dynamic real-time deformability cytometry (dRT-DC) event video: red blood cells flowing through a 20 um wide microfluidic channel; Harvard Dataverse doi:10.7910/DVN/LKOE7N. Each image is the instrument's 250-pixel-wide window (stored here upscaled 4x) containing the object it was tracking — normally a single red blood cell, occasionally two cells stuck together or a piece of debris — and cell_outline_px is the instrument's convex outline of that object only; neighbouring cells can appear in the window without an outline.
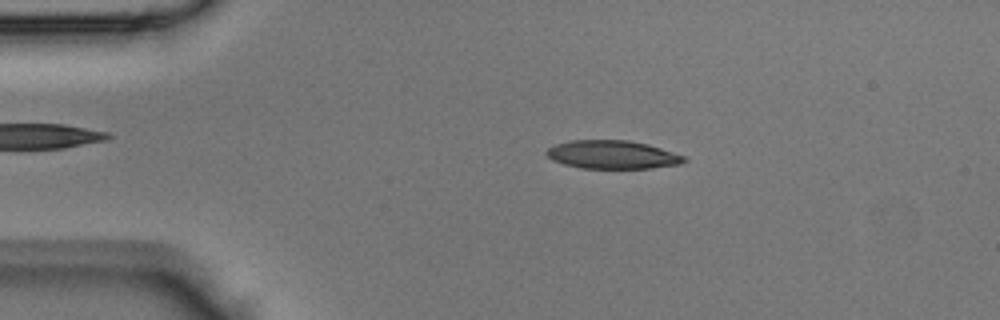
{"species": "Egyptian fruit bat (a non-hibernating species)", "species_latin": "Rousettus aegyptiacus", "temperature_condition": "room temperature", "stored_images_in_passage": 43, "camera_frame_rate_fps": 3000, "um_per_image_px": 0.085, "animal": {"sex": "male"}, "frame": {"image": 1, "passage_image": 8, "time_ms": 2.333, "image_size_px": [1000, 320], "cell_outline_px": [[688, 160], [680, 164], [652, 168], [580, 168], [564, 164], [552, 160], [544, 152], [548, 148], [556, 144], [572, 140], [628, 140], [648, 144], [688, 156]], "centroid_in_image_um": [52.1, 13.14], "position_along_channel_um": 32.9, "area_um2": 22.89}}
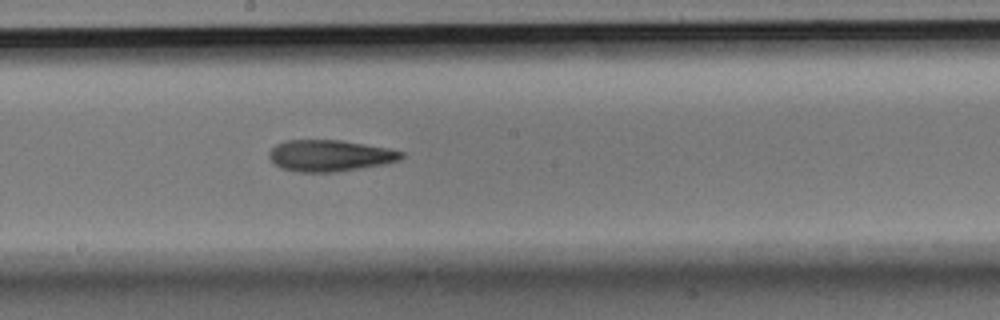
{"frame": {"image": 2, "passage_image": 23, "time_ms": 7.333, "image_size_px": [1000, 320], "cell_outline_px": [[404, 156], [400, 160], [384, 164], [336, 172], [296, 172], [280, 168], [268, 156], [268, 152], [276, 144], [288, 140], [340, 140], [388, 148], [404, 152]], "centroid_in_image_um": [28.03, 13.23], "position_along_channel_um": 220.2, "area_um2": 24.22}}
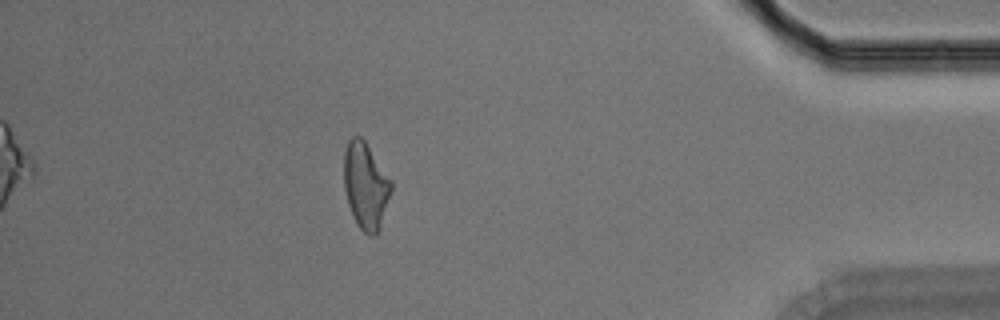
{"frame": {"image": 3, "passage_image": 38, "time_ms": 12.333, "image_size_px": [1000, 320], "cell_outline_px": [[392, 188], [380, 228], [376, 236], [368, 236], [356, 224], [348, 204], [344, 188], [344, 152], [348, 140], [352, 136], [360, 136], [364, 140], [392, 180]], "centroid_in_image_um": [31.08, 15.79], "position_along_channel_um": 404.1, "area_um2": 23.93}}